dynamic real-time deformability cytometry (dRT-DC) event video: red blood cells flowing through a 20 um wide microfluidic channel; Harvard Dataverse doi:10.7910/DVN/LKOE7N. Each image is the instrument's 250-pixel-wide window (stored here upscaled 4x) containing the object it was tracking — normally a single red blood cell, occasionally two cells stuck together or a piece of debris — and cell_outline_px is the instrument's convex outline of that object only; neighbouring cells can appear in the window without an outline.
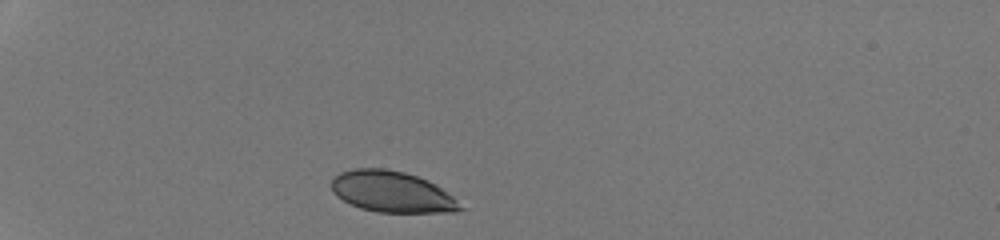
{"species": "human", "species_latin": "Homo sapiens", "temperature_condition": "room temperature", "stored_images_in_passage": 31, "camera_frame_rate_fps": 3000, "um_per_image_px": 0.085, "donor": {"sex": "male"}, "frame": {"image": 1, "passage_image": 1, "time_ms": 0.0, "image_size_px": [1000, 240], "cell_outline_px": [[468, 208], [456, 212], [376, 212], [360, 208], [336, 196], [332, 192], [332, 180], [340, 172], [352, 168], [384, 168], [404, 172], [428, 180], [436, 184]], "centroid_in_image_um": [33.35, 16.31], "position_along_channel_um": 51.6, "area_um2": 30.98}}
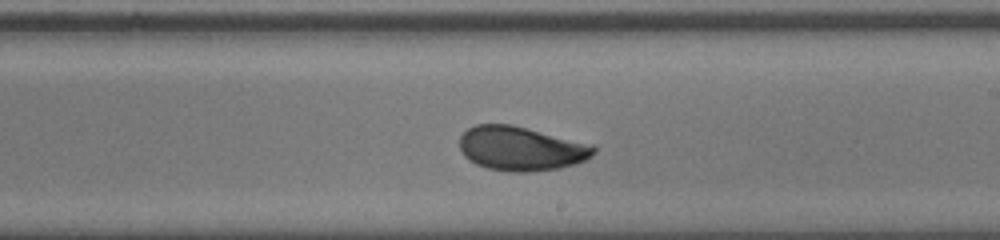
{"frame": {"image": 2, "passage_image": 18, "time_ms": 5.667, "image_size_px": [1000, 240], "cell_outline_px": [[596, 152], [592, 156], [576, 164], [560, 168], [528, 172], [512, 172], [488, 168], [476, 164], [464, 156], [460, 148], [460, 136], [468, 128], [476, 124], [512, 124], [592, 144], [596, 148]], "centroid_in_image_um": [44.3, 12.62], "position_along_channel_um": 244.7, "area_um2": 34.62}}
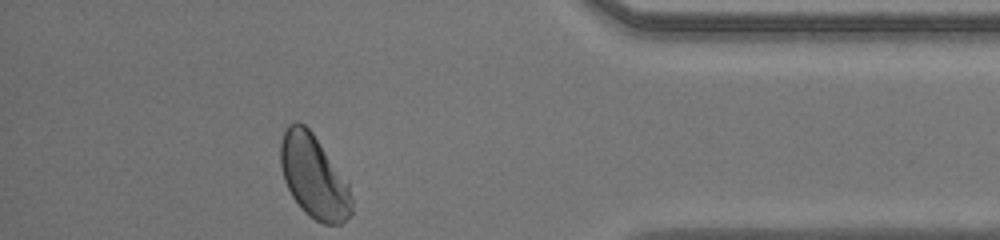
{"frame": {"image": 3, "passage_image": 31, "time_ms": 10.0, "image_size_px": [1000, 240], "cell_outline_px": [[352, 212], [340, 224], [324, 224], [316, 220], [304, 212], [300, 208], [292, 196], [284, 180], [280, 164], [280, 144], [284, 132], [288, 124], [296, 120], [304, 124], [312, 132], [348, 180], [352, 200]], "centroid_in_image_um": [26.68, 14.99], "position_along_channel_um": 408.5, "area_um2": 34.68}, "authors_computed_cell_mechanics": {"area_um2": 33.6974, "velocity_mm_per_s": 4.273, "shape_relaxation_time_tau1_ms": 3.0936, "shape_relaxation_time_tau2_ms": null, "deformation_change_tau1": 0.0982, "deformation_change_tau2": null}}